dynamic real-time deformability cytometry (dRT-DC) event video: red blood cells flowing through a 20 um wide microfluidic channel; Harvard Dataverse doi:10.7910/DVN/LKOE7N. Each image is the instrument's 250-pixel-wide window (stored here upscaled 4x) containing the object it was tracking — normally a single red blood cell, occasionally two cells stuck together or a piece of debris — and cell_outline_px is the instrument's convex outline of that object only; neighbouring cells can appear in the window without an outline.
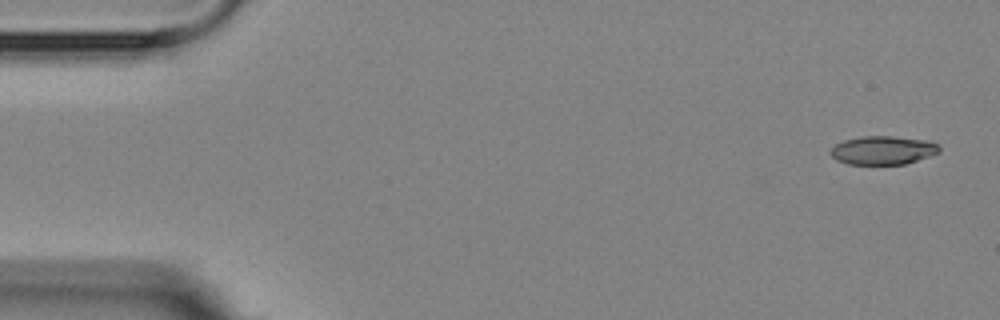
{"species": "Egyptian fruit bat (a non-hibernating species)", "species_latin": "Rousettus aegyptiacus", "temperature_condition": "room temperature", "stored_images_in_passage": 6, "camera_frame_rate_fps": 3000, "um_per_image_px": 0.085, "animal": {"sex": "female"}, "frame": {"image": 1, "passage_image": 1, "time_ms": 0.0, "image_size_px": [1000, 320], "cell_outline_px": [[940, 152], [904, 164], [848, 164], [836, 160], [828, 152], [836, 144], [844, 140], [860, 136], [892, 136], [928, 140], [936, 144], [940, 148]], "centroid_in_image_um": [75.02, 12.76], "position_along_channel_um": 10.0, "area_um2": 18.03}}
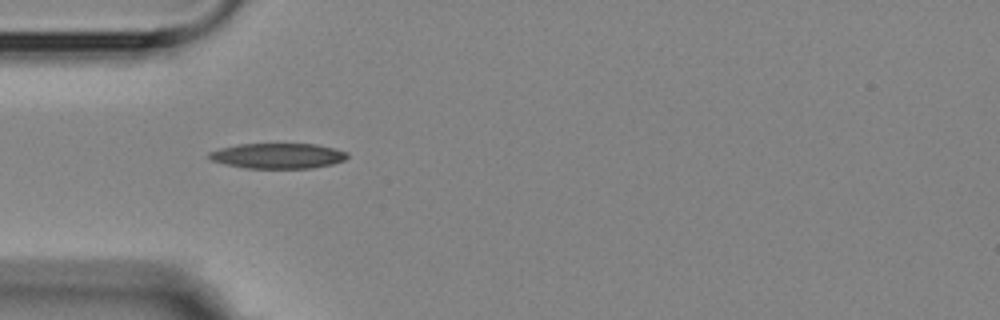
{"frame": {"image": 2, "passage_image": 5, "time_ms": 4.667, "image_size_px": [1000, 320], "cell_outline_px": [[348, 156], [344, 160], [332, 164], [312, 168], [244, 168], [224, 164], [212, 160], [208, 156], [208, 152], [220, 148], [236, 144], [316, 144], [336, 148], [348, 152]], "centroid_in_image_um": [23.62, 13.24], "position_along_channel_um": 61.4, "area_um2": 20.52}}
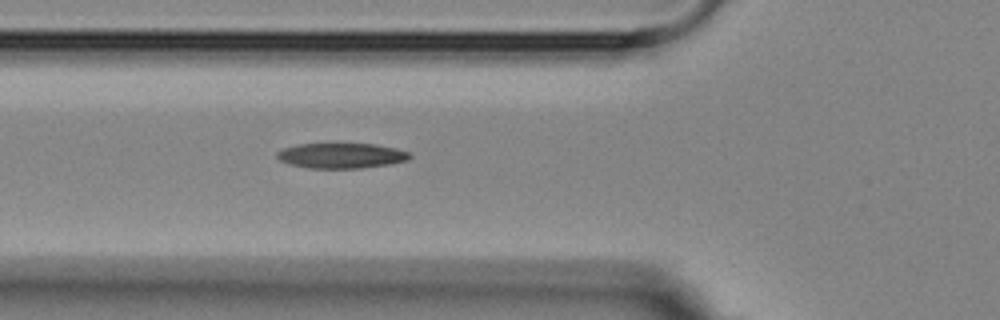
{"frame": {"image": 3, "passage_image": 6, "time_ms": 5.667, "image_size_px": [1000, 320], "cell_outline_px": [[412, 156], [408, 160], [392, 164], [360, 168], [308, 168], [288, 164], [280, 160], [276, 156], [276, 152], [284, 148], [296, 144], [376, 144], [396, 148], [408, 152]], "centroid_in_image_um": [29.01, 13.23], "position_along_channel_um": 96.8, "area_um2": 19.59}}